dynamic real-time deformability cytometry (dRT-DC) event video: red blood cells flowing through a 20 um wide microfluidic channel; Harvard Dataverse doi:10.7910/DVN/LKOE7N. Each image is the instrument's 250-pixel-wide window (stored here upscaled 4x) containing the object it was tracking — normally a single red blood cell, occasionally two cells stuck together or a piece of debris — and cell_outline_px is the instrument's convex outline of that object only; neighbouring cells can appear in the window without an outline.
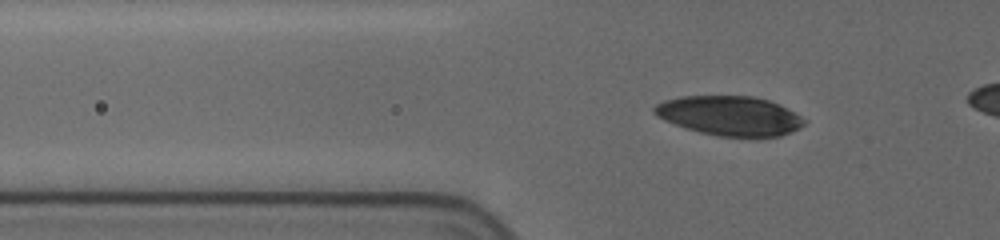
{"species": "human", "species_latin": "Homo sapiens", "temperature_condition": "cold", "stored_images_in_passage": 11, "camera_frame_rate_fps": 3000, "um_per_image_px": 0.085, "donor": {"sex": "female"}, "frame": {"image": 1, "passage_image": 7, "time_ms": 2.0, "image_size_px": [1000, 240], "cell_outline_px": [[808, 120], [800, 128], [780, 136], [720, 136], [700, 132], [664, 120], [656, 116], [652, 112], [652, 108], [656, 104], [664, 100], [680, 96], [752, 96], [768, 100], [780, 104]], "centroid_in_image_um": [62.02, 9.82], "position_along_channel_um": 63.8, "area_um2": 34.39}}